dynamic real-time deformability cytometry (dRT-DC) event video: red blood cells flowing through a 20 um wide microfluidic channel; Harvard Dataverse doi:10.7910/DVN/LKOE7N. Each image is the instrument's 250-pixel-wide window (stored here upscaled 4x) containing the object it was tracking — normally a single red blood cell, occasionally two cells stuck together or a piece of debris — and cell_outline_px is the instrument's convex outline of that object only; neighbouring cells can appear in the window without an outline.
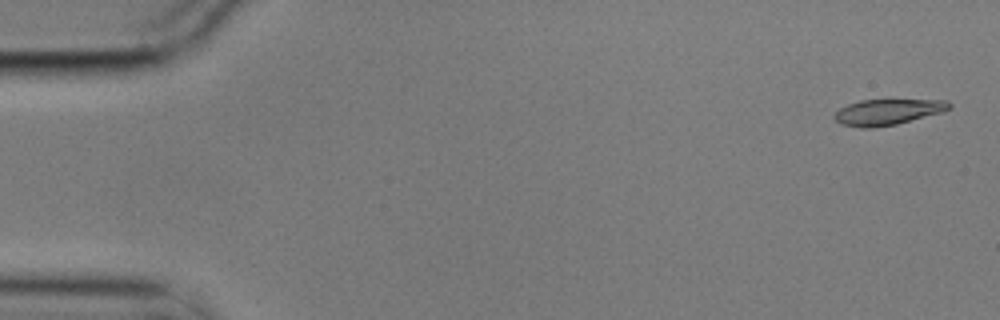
{"species": "common noctule bat (a hibernating species)", "species_latin": "Nyctalus noctula", "temperature_condition": "cold", "stored_images_in_passage": 4, "camera_frame_rate_fps": 3000, "um_per_image_px": 0.085, "animal": {"sex": "male", "body_mass_g": 17.9}, "frame": {"image": 1, "passage_image": 1, "time_ms": 0.0, "image_size_px": [1000, 320], "cell_outline_px": [[952, 108], [944, 112], [896, 124], [872, 128], [860, 128], [840, 124], [832, 116], [840, 108], [848, 104], [860, 100], [948, 100], [952, 104]], "centroid_in_image_um": [75.47, 9.52], "position_along_channel_um": 9.5, "area_um2": 17.4}}
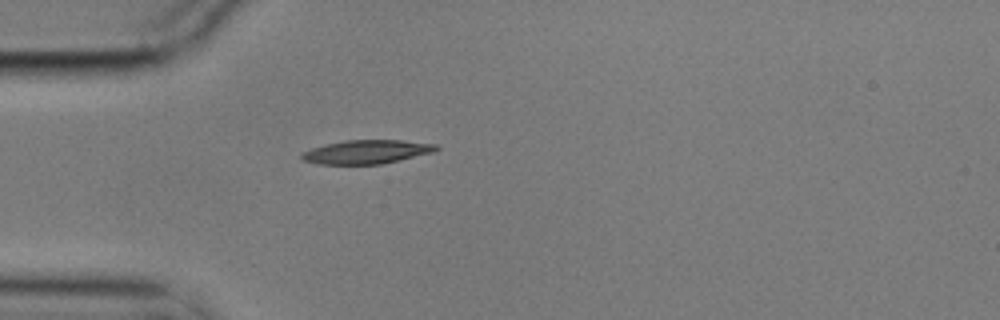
{"frame": {"image": 2, "passage_image": 4, "time_ms": 1.0, "image_size_px": [1000, 320], "cell_outline_px": [[440, 148], [436, 152], [400, 160], [380, 164], [320, 164], [300, 160], [300, 152], [312, 148], [344, 140], [400, 140], [436, 144]], "centroid_in_image_um": [31.17, 12.91], "position_along_channel_um": 53.8, "area_um2": 18.73}}